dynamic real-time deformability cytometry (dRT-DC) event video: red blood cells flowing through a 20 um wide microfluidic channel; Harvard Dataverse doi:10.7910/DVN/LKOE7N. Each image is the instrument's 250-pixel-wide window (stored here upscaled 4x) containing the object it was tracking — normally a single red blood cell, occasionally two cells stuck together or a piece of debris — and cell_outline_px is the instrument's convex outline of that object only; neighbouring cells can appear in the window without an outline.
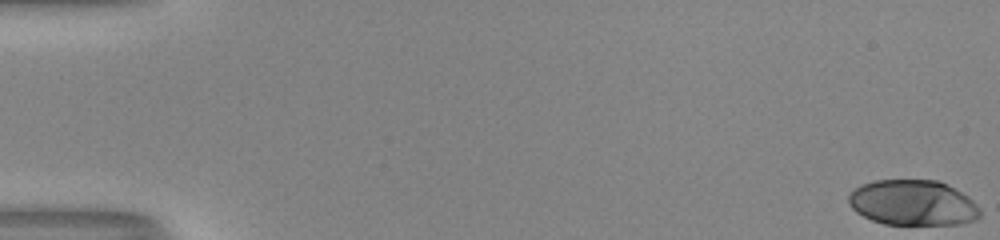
{"species": "human", "species_latin": "Homo sapiens", "temperature_condition": "room temperature", "stored_images_in_passage": 53, "camera_frame_rate_fps": 3000, "um_per_image_px": 0.085, "donor": {"sex": "male"}, "frame": {"image": 1, "passage_image": 1, "time_ms": 0.0, "image_size_px": [1000, 240], "cell_outline_px": [[980, 216], [976, 220], [960, 224], [884, 224], [872, 220], [856, 212], [848, 204], [848, 196], [856, 188], [864, 184], [876, 180], [936, 180], [948, 184], [968, 196], [980, 208]], "centroid_in_image_um": [77.62, 17.24], "position_along_channel_um": 7.4, "area_um2": 34.8}}
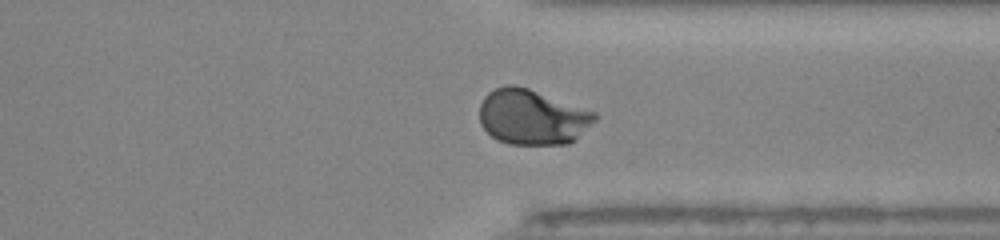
{"frame": {"image": 2, "passage_image": 41, "time_ms": 13.333, "image_size_px": [1000, 240], "cell_outline_px": [[596, 120], [576, 140], [568, 144], [508, 144], [496, 140], [480, 124], [480, 104], [484, 96], [488, 92], [496, 88], [508, 84], [512, 84], [528, 88], [596, 112]], "centroid_in_image_um": [45.24, 9.95], "position_along_channel_um": 366.2, "area_um2": 37.22}}
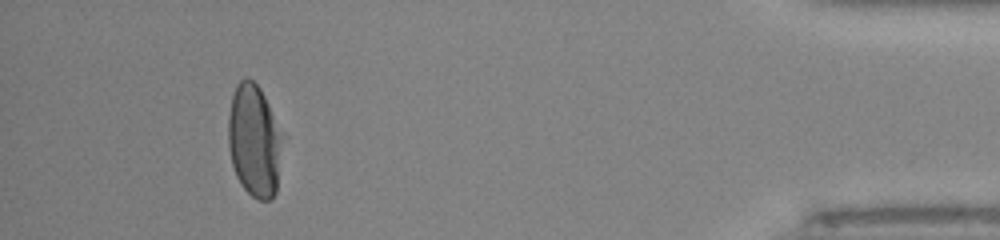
{"frame": {"image": 3, "passage_image": 49, "time_ms": 16.0, "image_size_px": [1000, 240], "cell_outline_px": [[280, 136], [276, 192], [268, 200], [256, 200], [240, 184], [236, 176], [232, 164], [228, 148], [228, 116], [232, 96], [236, 84], [244, 76], [248, 76], [260, 88], [268, 104]], "centroid_in_image_um": [21.53, 11.94], "position_along_channel_um": 413.7, "area_um2": 34.68}, "authors_computed_cell_mechanics": {"area_um2": 36.0094, "velocity_mm_per_s": 4.0566, "shape_relaxation_time_tau1_ms": 4.159, "shape_relaxation_time_tau2_ms": null, "deformation_change_tau1": 0.1987, "deformation_change_tau2": null}}